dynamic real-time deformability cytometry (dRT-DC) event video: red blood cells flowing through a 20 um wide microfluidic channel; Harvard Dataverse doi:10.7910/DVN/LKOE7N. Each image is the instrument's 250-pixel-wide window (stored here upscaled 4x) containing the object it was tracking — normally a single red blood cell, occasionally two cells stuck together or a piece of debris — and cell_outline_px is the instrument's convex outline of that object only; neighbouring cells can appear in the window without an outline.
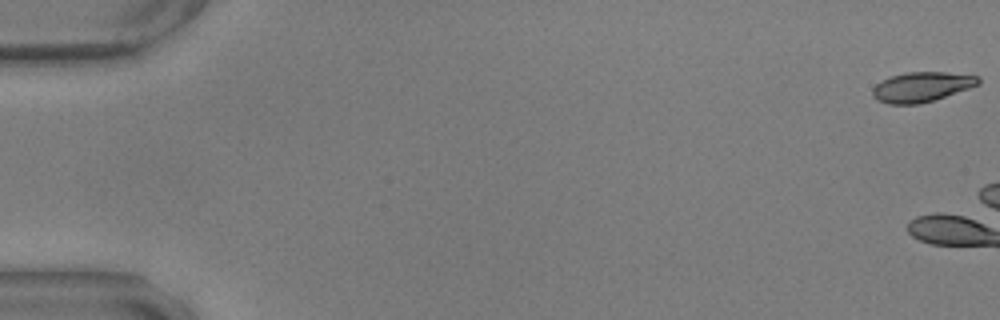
{"species": "common noctule bat (a hibernating species)", "species_latin": "Nyctalus noctula", "temperature_condition": "warm", "stored_images_in_passage": 3, "camera_frame_rate_fps": 3000, "um_per_image_px": 0.085, "animal": {"sex": "male", "body_mass_g": 17.9, "forearm_length_mm": 54.2}, "frame": {"image": 1, "passage_image": 1, "time_ms": 0.0, "image_size_px": [1000, 320], "cell_outline_px": [[980, 84], [920, 104], [888, 104], [876, 100], [872, 96], [872, 88], [876, 84], [888, 76], [904, 72], [944, 72], [980, 76]], "centroid_in_image_um": [78.28, 7.38], "position_along_channel_um": 6.7, "area_um2": 18.44}}